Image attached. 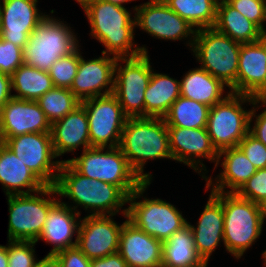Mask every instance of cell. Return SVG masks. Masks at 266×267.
Segmentation results:
<instances>
[{"label":"cell","instance_id":"f907efd6","mask_svg":"<svg viewBox=\"0 0 266 267\" xmlns=\"http://www.w3.org/2000/svg\"><path fill=\"white\" fill-rule=\"evenodd\" d=\"M262 259H263V266H265L266 267V249H265V251H263V253H262Z\"/></svg>","mask_w":266,"mask_h":267},{"label":"cell","instance_id":"3957f363","mask_svg":"<svg viewBox=\"0 0 266 267\" xmlns=\"http://www.w3.org/2000/svg\"><path fill=\"white\" fill-rule=\"evenodd\" d=\"M118 147L132 169L146 182L153 180L151 172L144 173V166L148 160H173L167 124L163 118H127Z\"/></svg>","mask_w":266,"mask_h":267},{"label":"cell","instance_id":"ee69618b","mask_svg":"<svg viewBox=\"0 0 266 267\" xmlns=\"http://www.w3.org/2000/svg\"><path fill=\"white\" fill-rule=\"evenodd\" d=\"M11 76L0 71V110L12 98Z\"/></svg>","mask_w":266,"mask_h":267},{"label":"cell","instance_id":"4fadbf2b","mask_svg":"<svg viewBox=\"0 0 266 267\" xmlns=\"http://www.w3.org/2000/svg\"><path fill=\"white\" fill-rule=\"evenodd\" d=\"M135 27L151 37L171 41H186L192 49L196 29L175 13L163 0L147 1L133 7Z\"/></svg>","mask_w":266,"mask_h":267},{"label":"cell","instance_id":"d6a6232c","mask_svg":"<svg viewBox=\"0 0 266 267\" xmlns=\"http://www.w3.org/2000/svg\"><path fill=\"white\" fill-rule=\"evenodd\" d=\"M196 30L214 27L219 0H163Z\"/></svg>","mask_w":266,"mask_h":267},{"label":"cell","instance_id":"8fae6325","mask_svg":"<svg viewBox=\"0 0 266 267\" xmlns=\"http://www.w3.org/2000/svg\"><path fill=\"white\" fill-rule=\"evenodd\" d=\"M125 64V65H123ZM148 54L132 58H117L113 95L128 117H144V93L152 75Z\"/></svg>","mask_w":266,"mask_h":267},{"label":"cell","instance_id":"7a4b0ae2","mask_svg":"<svg viewBox=\"0 0 266 267\" xmlns=\"http://www.w3.org/2000/svg\"><path fill=\"white\" fill-rule=\"evenodd\" d=\"M83 11L90 25L89 35L106 48L101 53L116 58L148 54L146 45L134 41L135 17L126 7L94 0Z\"/></svg>","mask_w":266,"mask_h":267},{"label":"cell","instance_id":"44dd1931","mask_svg":"<svg viewBox=\"0 0 266 267\" xmlns=\"http://www.w3.org/2000/svg\"><path fill=\"white\" fill-rule=\"evenodd\" d=\"M196 225L188 222L198 255L208 265L216 248L224 243L222 192H210Z\"/></svg>","mask_w":266,"mask_h":267},{"label":"cell","instance_id":"8d00e7d4","mask_svg":"<svg viewBox=\"0 0 266 267\" xmlns=\"http://www.w3.org/2000/svg\"><path fill=\"white\" fill-rule=\"evenodd\" d=\"M266 34V0H225Z\"/></svg>","mask_w":266,"mask_h":267},{"label":"cell","instance_id":"5bb4252c","mask_svg":"<svg viewBox=\"0 0 266 267\" xmlns=\"http://www.w3.org/2000/svg\"><path fill=\"white\" fill-rule=\"evenodd\" d=\"M85 107L91 147L119 146L127 120L122 107L113 94L81 101Z\"/></svg>","mask_w":266,"mask_h":267},{"label":"cell","instance_id":"e0dca14e","mask_svg":"<svg viewBox=\"0 0 266 267\" xmlns=\"http://www.w3.org/2000/svg\"><path fill=\"white\" fill-rule=\"evenodd\" d=\"M38 2V0H1L0 38L24 49L29 35L48 15L38 9Z\"/></svg>","mask_w":266,"mask_h":267},{"label":"cell","instance_id":"7dc6e473","mask_svg":"<svg viewBox=\"0 0 266 267\" xmlns=\"http://www.w3.org/2000/svg\"><path fill=\"white\" fill-rule=\"evenodd\" d=\"M258 207H259V212L261 215L262 222L264 224L265 223L264 221L266 220V198L258 202Z\"/></svg>","mask_w":266,"mask_h":267},{"label":"cell","instance_id":"52a82bcc","mask_svg":"<svg viewBox=\"0 0 266 267\" xmlns=\"http://www.w3.org/2000/svg\"><path fill=\"white\" fill-rule=\"evenodd\" d=\"M151 183L145 181L128 197L127 218L146 234L164 242L188 221L173 204L161 198L144 197Z\"/></svg>","mask_w":266,"mask_h":267},{"label":"cell","instance_id":"e575fe53","mask_svg":"<svg viewBox=\"0 0 266 267\" xmlns=\"http://www.w3.org/2000/svg\"><path fill=\"white\" fill-rule=\"evenodd\" d=\"M80 47L56 60L48 70L54 87L70 89L77 74L80 61Z\"/></svg>","mask_w":266,"mask_h":267},{"label":"cell","instance_id":"ac0fdd59","mask_svg":"<svg viewBox=\"0 0 266 267\" xmlns=\"http://www.w3.org/2000/svg\"><path fill=\"white\" fill-rule=\"evenodd\" d=\"M116 61V57L105 53L86 60L80 52L77 74L70 90L80 101L112 94Z\"/></svg>","mask_w":266,"mask_h":267},{"label":"cell","instance_id":"603a6c76","mask_svg":"<svg viewBox=\"0 0 266 267\" xmlns=\"http://www.w3.org/2000/svg\"><path fill=\"white\" fill-rule=\"evenodd\" d=\"M219 164L222 166V172L220 171L217 177L212 179V176L207 175L204 178L206 192L210 189L211 192L237 193L257 172V168L238 147L220 150L214 169Z\"/></svg>","mask_w":266,"mask_h":267},{"label":"cell","instance_id":"f1b7e54d","mask_svg":"<svg viewBox=\"0 0 266 267\" xmlns=\"http://www.w3.org/2000/svg\"><path fill=\"white\" fill-rule=\"evenodd\" d=\"M214 28L240 44L257 42L266 35L225 0L218 1Z\"/></svg>","mask_w":266,"mask_h":267},{"label":"cell","instance_id":"f6af8a7d","mask_svg":"<svg viewBox=\"0 0 266 267\" xmlns=\"http://www.w3.org/2000/svg\"><path fill=\"white\" fill-rule=\"evenodd\" d=\"M34 267H61L56 255L47 254L44 258L38 259Z\"/></svg>","mask_w":266,"mask_h":267},{"label":"cell","instance_id":"74e56055","mask_svg":"<svg viewBox=\"0 0 266 267\" xmlns=\"http://www.w3.org/2000/svg\"><path fill=\"white\" fill-rule=\"evenodd\" d=\"M24 64L23 48L0 38V71L11 76Z\"/></svg>","mask_w":266,"mask_h":267},{"label":"cell","instance_id":"2e32d148","mask_svg":"<svg viewBox=\"0 0 266 267\" xmlns=\"http://www.w3.org/2000/svg\"><path fill=\"white\" fill-rule=\"evenodd\" d=\"M113 216L87 215L81 219L76 246L87 258H102L118 252L123 223L117 224Z\"/></svg>","mask_w":266,"mask_h":267},{"label":"cell","instance_id":"7c38bea8","mask_svg":"<svg viewBox=\"0 0 266 267\" xmlns=\"http://www.w3.org/2000/svg\"><path fill=\"white\" fill-rule=\"evenodd\" d=\"M0 142L12 150L46 186L55 185L61 163L64 160H57L50 132L0 138Z\"/></svg>","mask_w":266,"mask_h":267},{"label":"cell","instance_id":"d590c367","mask_svg":"<svg viewBox=\"0 0 266 267\" xmlns=\"http://www.w3.org/2000/svg\"><path fill=\"white\" fill-rule=\"evenodd\" d=\"M35 241L8 240V267H34Z\"/></svg>","mask_w":266,"mask_h":267},{"label":"cell","instance_id":"4dcf8cb0","mask_svg":"<svg viewBox=\"0 0 266 267\" xmlns=\"http://www.w3.org/2000/svg\"><path fill=\"white\" fill-rule=\"evenodd\" d=\"M13 98L37 101L54 87L48 71L27 64L19 66L11 75Z\"/></svg>","mask_w":266,"mask_h":267},{"label":"cell","instance_id":"b9f144b4","mask_svg":"<svg viewBox=\"0 0 266 267\" xmlns=\"http://www.w3.org/2000/svg\"><path fill=\"white\" fill-rule=\"evenodd\" d=\"M61 267H90L91 259L87 258L77 246L55 254Z\"/></svg>","mask_w":266,"mask_h":267},{"label":"cell","instance_id":"9c48e42d","mask_svg":"<svg viewBox=\"0 0 266 267\" xmlns=\"http://www.w3.org/2000/svg\"><path fill=\"white\" fill-rule=\"evenodd\" d=\"M56 195L58 194L54 186H46L33 194L7 196V240L36 241L43 230L49 210L59 201Z\"/></svg>","mask_w":266,"mask_h":267},{"label":"cell","instance_id":"c3c4849f","mask_svg":"<svg viewBox=\"0 0 266 267\" xmlns=\"http://www.w3.org/2000/svg\"><path fill=\"white\" fill-rule=\"evenodd\" d=\"M102 1L125 7L124 4L126 5V3L128 4L135 0H102Z\"/></svg>","mask_w":266,"mask_h":267},{"label":"cell","instance_id":"83f0119b","mask_svg":"<svg viewBox=\"0 0 266 267\" xmlns=\"http://www.w3.org/2000/svg\"><path fill=\"white\" fill-rule=\"evenodd\" d=\"M179 96L180 81L153 69L144 93V117L163 118Z\"/></svg>","mask_w":266,"mask_h":267},{"label":"cell","instance_id":"277c9868","mask_svg":"<svg viewBox=\"0 0 266 267\" xmlns=\"http://www.w3.org/2000/svg\"><path fill=\"white\" fill-rule=\"evenodd\" d=\"M67 161L78 173L118 186L128 197L145 181L117 147H90Z\"/></svg>","mask_w":266,"mask_h":267},{"label":"cell","instance_id":"8992f818","mask_svg":"<svg viewBox=\"0 0 266 267\" xmlns=\"http://www.w3.org/2000/svg\"><path fill=\"white\" fill-rule=\"evenodd\" d=\"M225 250L239 260L262 235L263 222L258 203L237 193L222 192ZM254 243V244H253Z\"/></svg>","mask_w":266,"mask_h":267},{"label":"cell","instance_id":"cb8c5ba5","mask_svg":"<svg viewBox=\"0 0 266 267\" xmlns=\"http://www.w3.org/2000/svg\"><path fill=\"white\" fill-rule=\"evenodd\" d=\"M62 198L49 210L41 234L36 243L41 240L53 245L48 254L75 247L81 221V216L69 206L61 203ZM75 240L73 236H75ZM74 240V241H73Z\"/></svg>","mask_w":266,"mask_h":267},{"label":"cell","instance_id":"ffe728a7","mask_svg":"<svg viewBox=\"0 0 266 267\" xmlns=\"http://www.w3.org/2000/svg\"><path fill=\"white\" fill-rule=\"evenodd\" d=\"M51 132V123L37 101L11 98L0 110V138Z\"/></svg>","mask_w":266,"mask_h":267},{"label":"cell","instance_id":"1f68e13d","mask_svg":"<svg viewBox=\"0 0 266 267\" xmlns=\"http://www.w3.org/2000/svg\"><path fill=\"white\" fill-rule=\"evenodd\" d=\"M210 108L205 104L179 96L163 119L167 126L206 128Z\"/></svg>","mask_w":266,"mask_h":267},{"label":"cell","instance_id":"7402d4cb","mask_svg":"<svg viewBox=\"0 0 266 267\" xmlns=\"http://www.w3.org/2000/svg\"><path fill=\"white\" fill-rule=\"evenodd\" d=\"M124 218L118 253L128 267H162L163 242Z\"/></svg>","mask_w":266,"mask_h":267},{"label":"cell","instance_id":"f546056e","mask_svg":"<svg viewBox=\"0 0 266 267\" xmlns=\"http://www.w3.org/2000/svg\"><path fill=\"white\" fill-rule=\"evenodd\" d=\"M198 255L189 224L163 242L162 267H207Z\"/></svg>","mask_w":266,"mask_h":267},{"label":"cell","instance_id":"681fc988","mask_svg":"<svg viewBox=\"0 0 266 267\" xmlns=\"http://www.w3.org/2000/svg\"><path fill=\"white\" fill-rule=\"evenodd\" d=\"M75 1L81 6V8L84 9L87 5L92 3L94 0H75Z\"/></svg>","mask_w":266,"mask_h":267},{"label":"cell","instance_id":"5b68a950","mask_svg":"<svg viewBox=\"0 0 266 267\" xmlns=\"http://www.w3.org/2000/svg\"><path fill=\"white\" fill-rule=\"evenodd\" d=\"M241 44L214 27L196 30L191 51L200 67L236 93Z\"/></svg>","mask_w":266,"mask_h":267},{"label":"cell","instance_id":"ab89813d","mask_svg":"<svg viewBox=\"0 0 266 267\" xmlns=\"http://www.w3.org/2000/svg\"><path fill=\"white\" fill-rule=\"evenodd\" d=\"M238 148L257 169L266 168V146L250 133L239 142Z\"/></svg>","mask_w":266,"mask_h":267},{"label":"cell","instance_id":"d4e9b609","mask_svg":"<svg viewBox=\"0 0 266 267\" xmlns=\"http://www.w3.org/2000/svg\"><path fill=\"white\" fill-rule=\"evenodd\" d=\"M85 107L80 104L65 117L51 124V139L56 157L90 148L89 126Z\"/></svg>","mask_w":266,"mask_h":267},{"label":"cell","instance_id":"60d3db41","mask_svg":"<svg viewBox=\"0 0 266 267\" xmlns=\"http://www.w3.org/2000/svg\"><path fill=\"white\" fill-rule=\"evenodd\" d=\"M261 107H264L263 111L257 114ZM249 133L266 146V101L255 98L249 118Z\"/></svg>","mask_w":266,"mask_h":267},{"label":"cell","instance_id":"bcb514c9","mask_svg":"<svg viewBox=\"0 0 266 267\" xmlns=\"http://www.w3.org/2000/svg\"><path fill=\"white\" fill-rule=\"evenodd\" d=\"M0 267H8V243L0 245Z\"/></svg>","mask_w":266,"mask_h":267},{"label":"cell","instance_id":"484cf974","mask_svg":"<svg viewBox=\"0 0 266 267\" xmlns=\"http://www.w3.org/2000/svg\"><path fill=\"white\" fill-rule=\"evenodd\" d=\"M0 184L6 196L31 194L46 187L3 142H0Z\"/></svg>","mask_w":266,"mask_h":267},{"label":"cell","instance_id":"ba28073f","mask_svg":"<svg viewBox=\"0 0 266 267\" xmlns=\"http://www.w3.org/2000/svg\"><path fill=\"white\" fill-rule=\"evenodd\" d=\"M47 15L29 35L24 47V64L48 71L59 58L73 52L80 44L77 34L64 20Z\"/></svg>","mask_w":266,"mask_h":267},{"label":"cell","instance_id":"6da1fadb","mask_svg":"<svg viewBox=\"0 0 266 267\" xmlns=\"http://www.w3.org/2000/svg\"><path fill=\"white\" fill-rule=\"evenodd\" d=\"M58 197H65L73 204L61 202L79 215L83 208L87 215H117L127 216L128 196L116 185L95 179H90L78 173L67 161L62 162L54 185ZM122 209V210H121ZM121 210V211H120Z\"/></svg>","mask_w":266,"mask_h":267},{"label":"cell","instance_id":"7bdbcfd3","mask_svg":"<svg viewBox=\"0 0 266 267\" xmlns=\"http://www.w3.org/2000/svg\"><path fill=\"white\" fill-rule=\"evenodd\" d=\"M90 267H128V265L117 252L102 258L91 259Z\"/></svg>","mask_w":266,"mask_h":267},{"label":"cell","instance_id":"f35d334b","mask_svg":"<svg viewBox=\"0 0 266 267\" xmlns=\"http://www.w3.org/2000/svg\"><path fill=\"white\" fill-rule=\"evenodd\" d=\"M237 194L254 203L266 198V168L257 169V172L247 180Z\"/></svg>","mask_w":266,"mask_h":267},{"label":"cell","instance_id":"30bf717a","mask_svg":"<svg viewBox=\"0 0 266 267\" xmlns=\"http://www.w3.org/2000/svg\"><path fill=\"white\" fill-rule=\"evenodd\" d=\"M254 100L252 96L230 92L210 108L206 129L218 152L238 147L239 142L249 133L251 109L245 110L244 106L246 103L252 106Z\"/></svg>","mask_w":266,"mask_h":267},{"label":"cell","instance_id":"d6986e66","mask_svg":"<svg viewBox=\"0 0 266 267\" xmlns=\"http://www.w3.org/2000/svg\"><path fill=\"white\" fill-rule=\"evenodd\" d=\"M236 93L266 101V35L257 42L241 44Z\"/></svg>","mask_w":266,"mask_h":267},{"label":"cell","instance_id":"9a60e30c","mask_svg":"<svg viewBox=\"0 0 266 267\" xmlns=\"http://www.w3.org/2000/svg\"><path fill=\"white\" fill-rule=\"evenodd\" d=\"M167 129L173 161L187 165L204 179L208 171L203 159L214 164L218 159V151L213 146L207 129L177 126H167Z\"/></svg>","mask_w":266,"mask_h":267},{"label":"cell","instance_id":"836d02e7","mask_svg":"<svg viewBox=\"0 0 266 267\" xmlns=\"http://www.w3.org/2000/svg\"><path fill=\"white\" fill-rule=\"evenodd\" d=\"M40 108L52 124L72 112L81 101L70 89L53 87L37 100Z\"/></svg>","mask_w":266,"mask_h":267},{"label":"cell","instance_id":"4316f807","mask_svg":"<svg viewBox=\"0 0 266 267\" xmlns=\"http://www.w3.org/2000/svg\"><path fill=\"white\" fill-rule=\"evenodd\" d=\"M226 87L203 68L195 67L180 80V96L212 107L230 94L231 91L227 92Z\"/></svg>","mask_w":266,"mask_h":267}]
</instances>
